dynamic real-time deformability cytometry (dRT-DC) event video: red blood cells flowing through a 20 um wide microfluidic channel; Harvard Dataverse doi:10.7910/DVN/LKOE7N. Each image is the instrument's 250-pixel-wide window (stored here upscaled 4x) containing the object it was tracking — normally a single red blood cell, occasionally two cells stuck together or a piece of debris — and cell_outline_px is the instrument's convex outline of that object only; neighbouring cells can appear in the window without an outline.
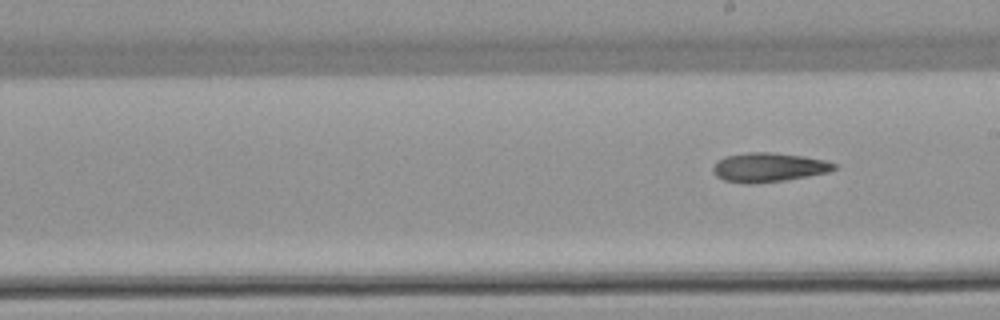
{"species": "common noctule bat (a hibernating species)", "species_latin": "Nyctalus noctula", "temperature_condition": "warm", "stored_images_in_passage": 8, "segment_of_instrument_passage": [2, 2], "camera_frame_rate_fps": 3000, "um_per_image_px": 0.085, "animal": {"sex": "female", "body_mass_g": 22.7, "forearm_length_mm": 54.2}, "frame": {"image": 1, "passage_image": 8, "time_ms": 9.0, "image_size_px": [1000, 320], "cell_outline_px": [[836, 168], [828, 172], [808, 176], [784, 180], [752, 184], [744, 184], [724, 180], [716, 176], [712, 172], [712, 168], [724, 156], [748, 152], [772, 152], [804, 156], [824, 160], [836, 164]], "centroid_in_image_um": [65.31, 14.22], "position_along_channel_um": 223.7, "area_um2": 20.58}}